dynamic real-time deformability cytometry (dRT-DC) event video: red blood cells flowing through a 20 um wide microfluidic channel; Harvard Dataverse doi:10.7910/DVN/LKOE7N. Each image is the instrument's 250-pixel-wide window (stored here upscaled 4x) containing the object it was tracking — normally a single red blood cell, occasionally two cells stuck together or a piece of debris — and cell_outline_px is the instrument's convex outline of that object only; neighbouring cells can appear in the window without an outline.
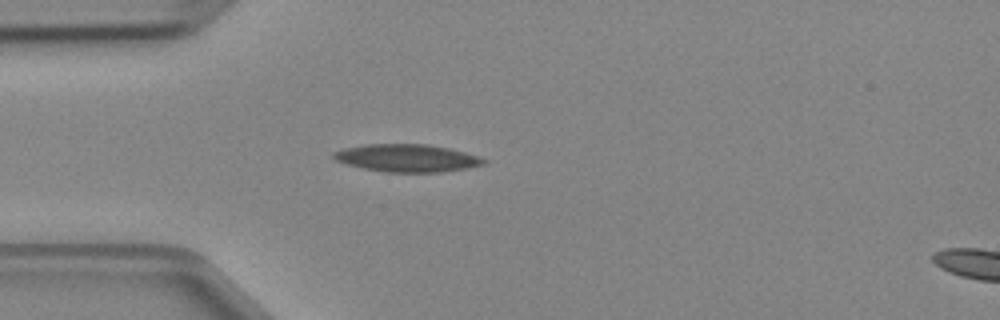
{"species": "Egyptian fruit bat (a non-hibernating species)", "species_latin": "Rousettus aegyptiacus", "temperature_condition": "cold", "stored_images_in_passage": 5, "segment_of_instrument_passage": [1, 2], "camera_frame_rate_fps": 3000, "um_per_image_px": 0.085, "animal": {"sex": "female"}, "frame": {"image": 1, "passage_image": 4, "time_ms": 1.0, "image_size_px": [1000, 320], "cell_outline_px": [[488, 160], [484, 164], [468, 168], [440, 172], [384, 172], [364, 168], [348, 164], [336, 160], [332, 156], [332, 152], [344, 148], [368, 144], [428, 144], [448, 148], [464, 152]], "centroid_in_image_um": [34.59, 13.43], "position_along_channel_um": 50.4, "area_um2": 23.99}}